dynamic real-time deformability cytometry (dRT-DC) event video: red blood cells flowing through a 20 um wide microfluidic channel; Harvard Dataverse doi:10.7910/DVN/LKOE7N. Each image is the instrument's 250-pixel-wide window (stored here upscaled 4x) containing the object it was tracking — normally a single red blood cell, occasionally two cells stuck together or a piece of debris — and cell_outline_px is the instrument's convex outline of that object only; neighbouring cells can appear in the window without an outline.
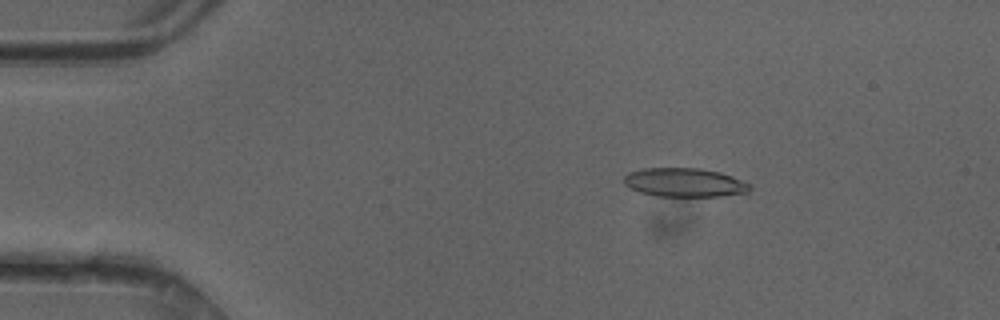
{"species": "common noctule bat (a hibernating species)", "species_latin": "Nyctalus noctula", "temperature_condition": "cold", "stored_images_in_passage": 29, "camera_frame_rate_fps": 3000, "um_per_image_px": 0.085, "animal": {"sex": "female"}, "frame": {"image": 1, "passage_image": 1, "time_ms": 0.0, "image_size_px": [1000, 320], "cell_outline_px": [[752, 188], [748, 192], [716, 196], [656, 196], [640, 192], [628, 188], [624, 184], [624, 176], [628, 172], [644, 168], [700, 168], [720, 172], [732, 176], [748, 184]], "centroid_in_image_um": [58.13, 15.5], "position_along_channel_um": 26.9, "area_um2": 21.1}}
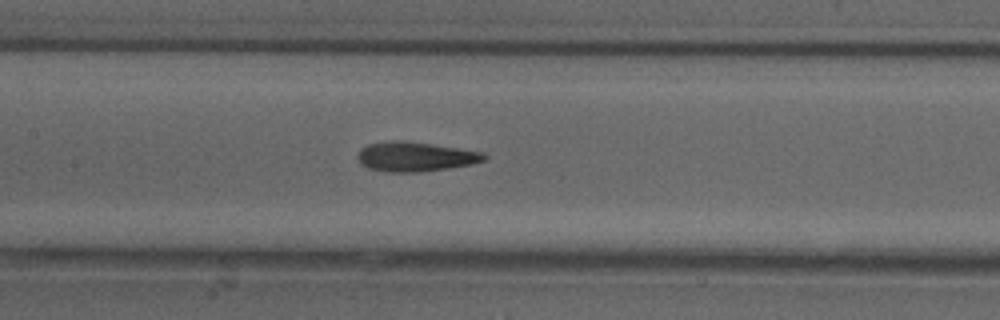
{"frame": {"image": 2, "passage_image": 16, "time_ms": 5.0, "image_size_px": [1000, 320], "cell_outline_px": [[488, 156], [484, 160], [472, 164], [448, 168], [420, 172], [388, 172], [368, 168], [360, 164], [356, 156], [360, 148], [368, 144], [392, 140], [404, 140], [432, 144], [484, 152]], "centroid_in_image_um": [35.27, 13.31], "position_along_channel_um": 172.1, "area_um2": 21.96}}
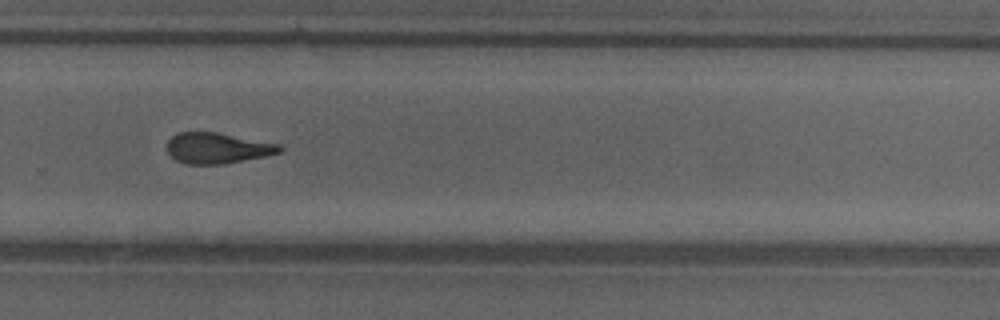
{"frame": {"image": 3, "passage_image": 26, "time_ms": 8.333, "image_size_px": [1000, 320], "cell_outline_px": [[284, 148], [280, 152], [264, 156], [224, 164], [184, 164], [176, 160], [164, 148], [168, 140], [172, 136], [180, 132], [216, 132], [280, 144]], "centroid_in_image_um": [18.44, 12.59], "position_along_channel_um": 311.4, "area_um2": 20.23}}